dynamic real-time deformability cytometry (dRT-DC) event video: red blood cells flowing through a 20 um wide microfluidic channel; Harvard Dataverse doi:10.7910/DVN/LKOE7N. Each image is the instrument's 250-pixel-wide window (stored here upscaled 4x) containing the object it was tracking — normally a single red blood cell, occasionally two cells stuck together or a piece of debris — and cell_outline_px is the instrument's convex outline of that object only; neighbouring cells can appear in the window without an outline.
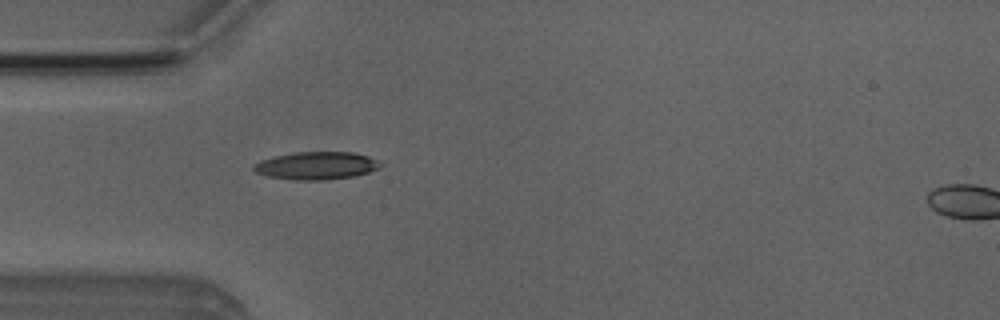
{"species": "Egyptian fruit bat (a non-hibernating species)", "species_latin": "Rousettus aegyptiacus", "temperature_condition": "room temperature", "stored_images_in_passage": 2, "camera_frame_rate_fps": 3000, "um_per_image_px": 0.085, "animal": {"sex": "male"}, "frame": {"image": 1, "passage_image": 1, "time_ms": 0.0, "image_size_px": [1000, 320], "cell_outline_px": [[384, 164], [380, 168], [356, 176], [320, 180], [292, 180], [268, 176], [256, 172], [252, 168], [252, 164], [260, 160], [276, 156], [296, 152], [352, 152], [368, 156]], "centroid_in_image_um": [26.89, 14.08], "position_along_channel_um": 58.1, "area_um2": 20.52}}